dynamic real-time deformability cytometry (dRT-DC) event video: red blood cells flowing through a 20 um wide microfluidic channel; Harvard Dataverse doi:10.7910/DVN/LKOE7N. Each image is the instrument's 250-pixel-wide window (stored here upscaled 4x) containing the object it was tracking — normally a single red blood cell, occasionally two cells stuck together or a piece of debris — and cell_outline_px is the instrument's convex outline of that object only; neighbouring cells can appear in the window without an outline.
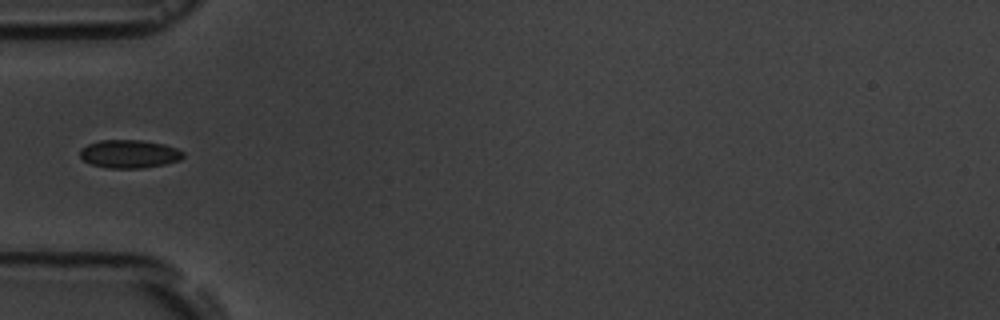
{"species": "common noctule bat (a hibernating species)", "species_latin": "Nyctalus noctula", "temperature_condition": "room temperature", "stored_images_in_passage": 16, "camera_frame_rate_fps": 3000, "um_per_image_px": 0.085, "animal": {"sex": "male", "body_mass_g": 19.5, "forearm_length_mm": 54.6}, "frame": {"image": 1, "passage_image": 5, "time_ms": 4.667, "image_size_px": [1000, 320], "cell_outline_px": [[184, 156], [180, 160], [164, 164], [144, 168], [108, 168], [92, 164], [84, 160], [80, 156], [80, 148], [88, 144], [100, 140], [140, 140], [164, 144], [176, 148], [184, 152]], "centroid_in_image_um": [10.99, 13.08], "position_along_channel_um": 74.0, "area_um2": 16.94}}
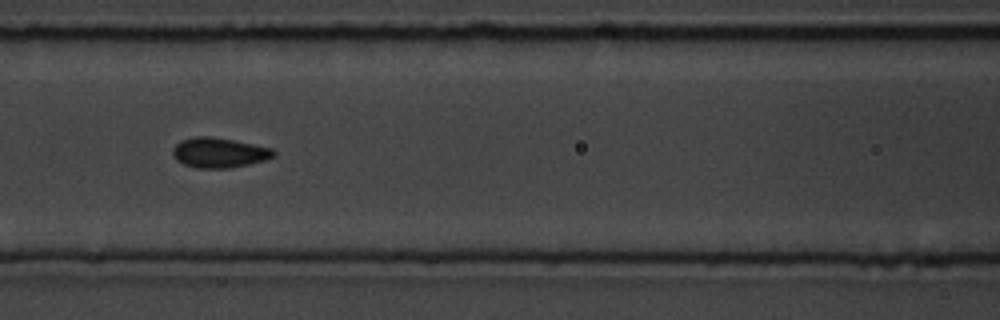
{"frame": {"image": 2, "passage_image": 7, "time_ms": 6.667, "image_size_px": [1000, 320], "cell_outline_px": [[276, 156], [264, 160], [248, 164], [228, 168], [196, 168], [184, 164], [176, 160], [172, 156], [172, 148], [180, 140], [196, 136], [212, 136], [272, 148], [276, 152]], "centroid_in_image_um": [18.59, 12.97], "position_along_channel_um": 148.0, "area_um2": 17.69}}
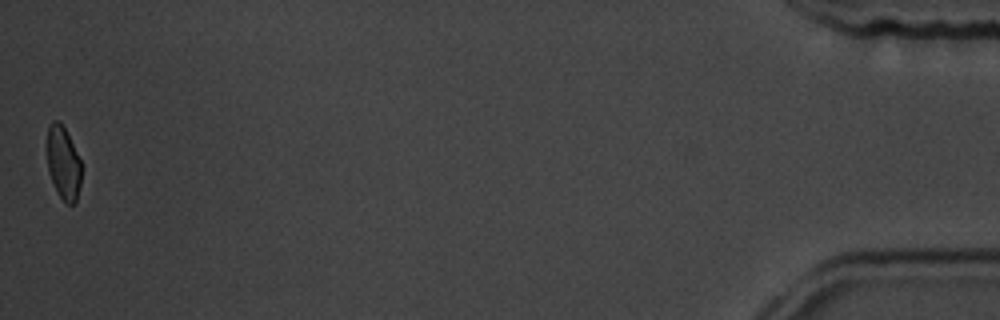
{"frame": {"image": 3, "passage_image": 16, "time_ms": 17.0, "image_size_px": [1000, 320], "cell_outline_px": [[80, 184], [76, 200], [72, 204], [68, 204], [60, 196], [52, 180], [48, 168], [48, 124], [52, 120], [60, 120], [80, 160]], "centroid_in_image_um": [5.37, 13.82], "position_along_channel_um": 429.8, "area_um2": 14.05}, "authors_computed_cell_mechanics": {"area_um2": 16.9354, "velocity_mm_per_s": 3.6711, "shape_relaxation_time_tau1_ms": 3.7494, "shape_relaxation_time_tau2_ms": 1.7224, "deformation_change_tau1": 0.0665, "deformation_change_tau2": 0.0577}}